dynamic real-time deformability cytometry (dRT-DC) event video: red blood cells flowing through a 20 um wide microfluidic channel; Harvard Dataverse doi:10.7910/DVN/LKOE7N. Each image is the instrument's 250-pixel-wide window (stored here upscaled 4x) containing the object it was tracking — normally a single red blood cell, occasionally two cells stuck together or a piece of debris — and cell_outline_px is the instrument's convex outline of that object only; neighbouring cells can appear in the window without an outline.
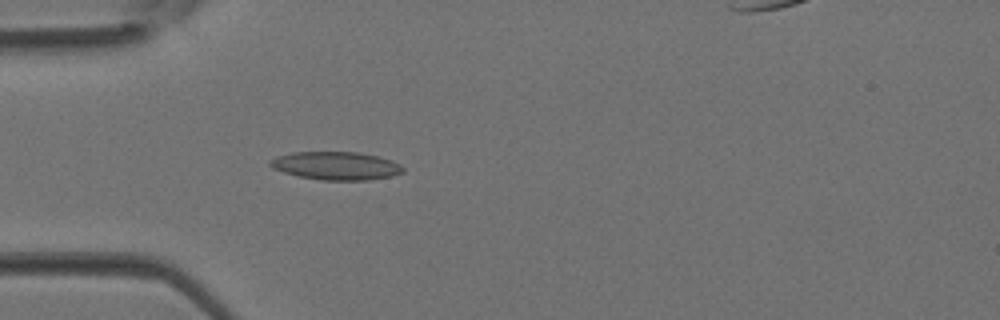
{"species": "Egyptian fruit bat (a non-hibernating species)", "species_latin": "Rousettus aegyptiacus", "temperature_condition": "room temperature", "stored_images_in_passage": 5, "camera_frame_rate_fps": 3000, "um_per_image_px": 0.085, "animal": {"sex": "female"}, "frame": {"image": 1, "passage_image": 4, "time_ms": 1.0, "image_size_px": [1000, 320], "cell_outline_px": [[404, 172], [392, 176], [368, 180], [320, 180], [300, 176], [284, 172], [272, 168], [268, 164], [268, 160], [276, 156], [292, 152], [360, 152], [392, 160], [400, 164], [404, 168]], "centroid_in_image_um": [28.56, 14.08], "position_along_channel_um": 56.4, "area_um2": 21.91}}